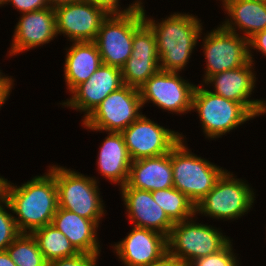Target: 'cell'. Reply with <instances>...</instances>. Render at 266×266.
I'll return each instance as SVG.
<instances>
[{"label":"cell","mask_w":266,"mask_h":266,"mask_svg":"<svg viewBox=\"0 0 266 266\" xmlns=\"http://www.w3.org/2000/svg\"><path fill=\"white\" fill-rule=\"evenodd\" d=\"M16 266H46L43 254L32 234L21 233L7 248Z\"/></svg>","instance_id":"27"},{"label":"cell","mask_w":266,"mask_h":266,"mask_svg":"<svg viewBox=\"0 0 266 266\" xmlns=\"http://www.w3.org/2000/svg\"><path fill=\"white\" fill-rule=\"evenodd\" d=\"M91 2L94 5H97L98 7L103 8L108 14H123L128 13L131 11H136L142 7V2L137 0L136 2H133L131 5L128 6V8L120 10L118 6H120L119 0H86ZM119 8V9H118Z\"/></svg>","instance_id":"31"},{"label":"cell","mask_w":266,"mask_h":266,"mask_svg":"<svg viewBox=\"0 0 266 266\" xmlns=\"http://www.w3.org/2000/svg\"><path fill=\"white\" fill-rule=\"evenodd\" d=\"M113 248L125 266H147L167 253V237L159 232L134 226Z\"/></svg>","instance_id":"17"},{"label":"cell","mask_w":266,"mask_h":266,"mask_svg":"<svg viewBox=\"0 0 266 266\" xmlns=\"http://www.w3.org/2000/svg\"><path fill=\"white\" fill-rule=\"evenodd\" d=\"M159 70L156 37L144 22L134 32L131 56L121 68L123 84L139 89Z\"/></svg>","instance_id":"15"},{"label":"cell","mask_w":266,"mask_h":266,"mask_svg":"<svg viewBox=\"0 0 266 266\" xmlns=\"http://www.w3.org/2000/svg\"><path fill=\"white\" fill-rule=\"evenodd\" d=\"M143 15L144 22L156 37L160 70L179 73L187 64L201 36L203 29L199 18L192 14L174 13L156 23L146 16L144 8Z\"/></svg>","instance_id":"2"},{"label":"cell","mask_w":266,"mask_h":266,"mask_svg":"<svg viewBox=\"0 0 266 266\" xmlns=\"http://www.w3.org/2000/svg\"><path fill=\"white\" fill-rule=\"evenodd\" d=\"M6 0H0V6H2L3 4H5Z\"/></svg>","instance_id":"40"},{"label":"cell","mask_w":266,"mask_h":266,"mask_svg":"<svg viewBox=\"0 0 266 266\" xmlns=\"http://www.w3.org/2000/svg\"><path fill=\"white\" fill-rule=\"evenodd\" d=\"M121 133L132 161L164 155L182 139V134L160 126L143 114Z\"/></svg>","instance_id":"12"},{"label":"cell","mask_w":266,"mask_h":266,"mask_svg":"<svg viewBox=\"0 0 266 266\" xmlns=\"http://www.w3.org/2000/svg\"><path fill=\"white\" fill-rule=\"evenodd\" d=\"M203 39L206 59L204 82L214 74L239 68L254 59L249 49V40L221 25Z\"/></svg>","instance_id":"10"},{"label":"cell","mask_w":266,"mask_h":266,"mask_svg":"<svg viewBox=\"0 0 266 266\" xmlns=\"http://www.w3.org/2000/svg\"><path fill=\"white\" fill-rule=\"evenodd\" d=\"M32 235L46 262L72 257L79 253L67 237L52 224L35 230Z\"/></svg>","instance_id":"25"},{"label":"cell","mask_w":266,"mask_h":266,"mask_svg":"<svg viewBox=\"0 0 266 266\" xmlns=\"http://www.w3.org/2000/svg\"><path fill=\"white\" fill-rule=\"evenodd\" d=\"M51 224L67 237L79 253L100 254L101 248L96 235L99 225L95 221L58 208Z\"/></svg>","instance_id":"21"},{"label":"cell","mask_w":266,"mask_h":266,"mask_svg":"<svg viewBox=\"0 0 266 266\" xmlns=\"http://www.w3.org/2000/svg\"><path fill=\"white\" fill-rule=\"evenodd\" d=\"M14 31L9 56L49 43L57 37L55 9L23 13Z\"/></svg>","instance_id":"18"},{"label":"cell","mask_w":266,"mask_h":266,"mask_svg":"<svg viewBox=\"0 0 266 266\" xmlns=\"http://www.w3.org/2000/svg\"><path fill=\"white\" fill-rule=\"evenodd\" d=\"M187 82L178 72L159 70L139 88L142 104L152 101L159 108L177 114L192 111L196 85Z\"/></svg>","instance_id":"11"},{"label":"cell","mask_w":266,"mask_h":266,"mask_svg":"<svg viewBox=\"0 0 266 266\" xmlns=\"http://www.w3.org/2000/svg\"><path fill=\"white\" fill-rule=\"evenodd\" d=\"M97 253H78L75 256L47 262L46 266H96Z\"/></svg>","instance_id":"30"},{"label":"cell","mask_w":266,"mask_h":266,"mask_svg":"<svg viewBox=\"0 0 266 266\" xmlns=\"http://www.w3.org/2000/svg\"><path fill=\"white\" fill-rule=\"evenodd\" d=\"M126 184L150 192L174 187L171 151L161 156L132 161Z\"/></svg>","instance_id":"20"},{"label":"cell","mask_w":266,"mask_h":266,"mask_svg":"<svg viewBox=\"0 0 266 266\" xmlns=\"http://www.w3.org/2000/svg\"><path fill=\"white\" fill-rule=\"evenodd\" d=\"M121 193L128 218L135 227L153 230L168 237L175 223L154 201L150 191L131 188L125 184L121 186Z\"/></svg>","instance_id":"19"},{"label":"cell","mask_w":266,"mask_h":266,"mask_svg":"<svg viewBox=\"0 0 266 266\" xmlns=\"http://www.w3.org/2000/svg\"><path fill=\"white\" fill-rule=\"evenodd\" d=\"M4 198L10 204L20 233L32 234L35 230L52 223L58 209V189L54 175L35 176L21 186H12L6 179Z\"/></svg>","instance_id":"1"},{"label":"cell","mask_w":266,"mask_h":266,"mask_svg":"<svg viewBox=\"0 0 266 266\" xmlns=\"http://www.w3.org/2000/svg\"><path fill=\"white\" fill-rule=\"evenodd\" d=\"M258 50L266 56V29L256 33L249 39V49Z\"/></svg>","instance_id":"33"},{"label":"cell","mask_w":266,"mask_h":266,"mask_svg":"<svg viewBox=\"0 0 266 266\" xmlns=\"http://www.w3.org/2000/svg\"><path fill=\"white\" fill-rule=\"evenodd\" d=\"M142 107L139 89L123 85L83 119V125L93 131L122 132L142 115Z\"/></svg>","instance_id":"9"},{"label":"cell","mask_w":266,"mask_h":266,"mask_svg":"<svg viewBox=\"0 0 266 266\" xmlns=\"http://www.w3.org/2000/svg\"><path fill=\"white\" fill-rule=\"evenodd\" d=\"M229 242L217 228L190 218L173 225L167 237V253L187 266L195 259L217 253Z\"/></svg>","instance_id":"5"},{"label":"cell","mask_w":266,"mask_h":266,"mask_svg":"<svg viewBox=\"0 0 266 266\" xmlns=\"http://www.w3.org/2000/svg\"><path fill=\"white\" fill-rule=\"evenodd\" d=\"M231 242L217 253L193 260L187 266H239Z\"/></svg>","instance_id":"29"},{"label":"cell","mask_w":266,"mask_h":266,"mask_svg":"<svg viewBox=\"0 0 266 266\" xmlns=\"http://www.w3.org/2000/svg\"><path fill=\"white\" fill-rule=\"evenodd\" d=\"M151 193L154 201L174 223L188 220L196 215L195 204L174 187Z\"/></svg>","instance_id":"26"},{"label":"cell","mask_w":266,"mask_h":266,"mask_svg":"<svg viewBox=\"0 0 266 266\" xmlns=\"http://www.w3.org/2000/svg\"><path fill=\"white\" fill-rule=\"evenodd\" d=\"M56 33L72 42L95 41L103 20L109 15L86 0L56 6Z\"/></svg>","instance_id":"13"},{"label":"cell","mask_w":266,"mask_h":266,"mask_svg":"<svg viewBox=\"0 0 266 266\" xmlns=\"http://www.w3.org/2000/svg\"><path fill=\"white\" fill-rule=\"evenodd\" d=\"M5 207L10 208L9 202L3 197L0 200V251L6 248L21 234L14 220Z\"/></svg>","instance_id":"28"},{"label":"cell","mask_w":266,"mask_h":266,"mask_svg":"<svg viewBox=\"0 0 266 266\" xmlns=\"http://www.w3.org/2000/svg\"><path fill=\"white\" fill-rule=\"evenodd\" d=\"M80 0H47L50 7L55 8L56 6L63 5V4H69L73 2H77Z\"/></svg>","instance_id":"37"},{"label":"cell","mask_w":266,"mask_h":266,"mask_svg":"<svg viewBox=\"0 0 266 266\" xmlns=\"http://www.w3.org/2000/svg\"><path fill=\"white\" fill-rule=\"evenodd\" d=\"M11 3L19 12L27 13L49 8L47 0H6V4Z\"/></svg>","instance_id":"32"},{"label":"cell","mask_w":266,"mask_h":266,"mask_svg":"<svg viewBox=\"0 0 266 266\" xmlns=\"http://www.w3.org/2000/svg\"><path fill=\"white\" fill-rule=\"evenodd\" d=\"M181 136L171 150L173 186L196 205L213 189L225 170L190 152Z\"/></svg>","instance_id":"3"},{"label":"cell","mask_w":266,"mask_h":266,"mask_svg":"<svg viewBox=\"0 0 266 266\" xmlns=\"http://www.w3.org/2000/svg\"><path fill=\"white\" fill-rule=\"evenodd\" d=\"M14 80L0 71V88H12Z\"/></svg>","instance_id":"36"},{"label":"cell","mask_w":266,"mask_h":266,"mask_svg":"<svg viewBox=\"0 0 266 266\" xmlns=\"http://www.w3.org/2000/svg\"><path fill=\"white\" fill-rule=\"evenodd\" d=\"M147 266H186L183 262H181L176 257L171 256L166 253L160 260L153 262Z\"/></svg>","instance_id":"34"},{"label":"cell","mask_w":266,"mask_h":266,"mask_svg":"<svg viewBox=\"0 0 266 266\" xmlns=\"http://www.w3.org/2000/svg\"><path fill=\"white\" fill-rule=\"evenodd\" d=\"M98 47L94 41L72 42L67 50L64 75L70 93L102 65Z\"/></svg>","instance_id":"24"},{"label":"cell","mask_w":266,"mask_h":266,"mask_svg":"<svg viewBox=\"0 0 266 266\" xmlns=\"http://www.w3.org/2000/svg\"><path fill=\"white\" fill-rule=\"evenodd\" d=\"M98 154L99 173L113 183H127L132 163L121 132H108Z\"/></svg>","instance_id":"23"},{"label":"cell","mask_w":266,"mask_h":266,"mask_svg":"<svg viewBox=\"0 0 266 266\" xmlns=\"http://www.w3.org/2000/svg\"><path fill=\"white\" fill-rule=\"evenodd\" d=\"M144 5L123 14H109L98 30L95 43L102 63L122 68L132 53L134 32L144 23Z\"/></svg>","instance_id":"6"},{"label":"cell","mask_w":266,"mask_h":266,"mask_svg":"<svg viewBox=\"0 0 266 266\" xmlns=\"http://www.w3.org/2000/svg\"><path fill=\"white\" fill-rule=\"evenodd\" d=\"M11 88H0V108L10 95Z\"/></svg>","instance_id":"38"},{"label":"cell","mask_w":266,"mask_h":266,"mask_svg":"<svg viewBox=\"0 0 266 266\" xmlns=\"http://www.w3.org/2000/svg\"><path fill=\"white\" fill-rule=\"evenodd\" d=\"M0 266H16L6 250L0 251Z\"/></svg>","instance_id":"35"},{"label":"cell","mask_w":266,"mask_h":266,"mask_svg":"<svg viewBox=\"0 0 266 266\" xmlns=\"http://www.w3.org/2000/svg\"><path fill=\"white\" fill-rule=\"evenodd\" d=\"M253 62L214 74L205 81V84H214L215 91H211L212 93L240 103L253 117H256L266 113V101L249 99L256 84V75L252 70Z\"/></svg>","instance_id":"14"},{"label":"cell","mask_w":266,"mask_h":266,"mask_svg":"<svg viewBox=\"0 0 266 266\" xmlns=\"http://www.w3.org/2000/svg\"><path fill=\"white\" fill-rule=\"evenodd\" d=\"M5 178L0 176V200L4 197V185H5Z\"/></svg>","instance_id":"39"},{"label":"cell","mask_w":266,"mask_h":266,"mask_svg":"<svg viewBox=\"0 0 266 266\" xmlns=\"http://www.w3.org/2000/svg\"><path fill=\"white\" fill-rule=\"evenodd\" d=\"M123 85L121 69L102 64L87 81L71 92L70 100L63 102L62 105L85 112L86 119L110 93Z\"/></svg>","instance_id":"16"},{"label":"cell","mask_w":266,"mask_h":266,"mask_svg":"<svg viewBox=\"0 0 266 266\" xmlns=\"http://www.w3.org/2000/svg\"><path fill=\"white\" fill-rule=\"evenodd\" d=\"M226 13L230 17L222 23L228 31L244 32L246 39L266 29V1L261 0H222ZM235 27V28H234Z\"/></svg>","instance_id":"22"},{"label":"cell","mask_w":266,"mask_h":266,"mask_svg":"<svg viewBox=\"0 0 266 266\" xmlns=\"http://www.w3.org/2000/svg\"><path fill=\"white\" fill-rule=\"evenodd\" d=\"M199 114L204 134L218 138L254 117L240 104L196 86L192 110Z\"/></svg>","instance_id":"7"},{"label":"cell","mask_w":266,"mask_h":266,"mask_svg":"<svg viewBox=\"0 0 266 266\" xmlns=\"http://www.w3.org/2000/svg\"><path fill=\"white\" fill-rule=\"evenodd\" d=\"M254 198L248 184L225 170L213 189L195 205V212L210 218L235 220L252 208Z\"/></svg>","instance_id":"8"},{"label":"cell","mask_w":266,"mask_h":266,"mask_svg":"<svg viewBox=\"0 0 266 266\" xmlns=\"http://www.w3.org/2000/svg\"><path fill=\"white\" fill-rule=\"evenodd\" d=\"M48 171L54 175L57 184L58 208L93 220L99 225L105 210L97 186L98 180L57 165L49 166Z\"/></svg>","instance_id":"4"}]
</instances>
